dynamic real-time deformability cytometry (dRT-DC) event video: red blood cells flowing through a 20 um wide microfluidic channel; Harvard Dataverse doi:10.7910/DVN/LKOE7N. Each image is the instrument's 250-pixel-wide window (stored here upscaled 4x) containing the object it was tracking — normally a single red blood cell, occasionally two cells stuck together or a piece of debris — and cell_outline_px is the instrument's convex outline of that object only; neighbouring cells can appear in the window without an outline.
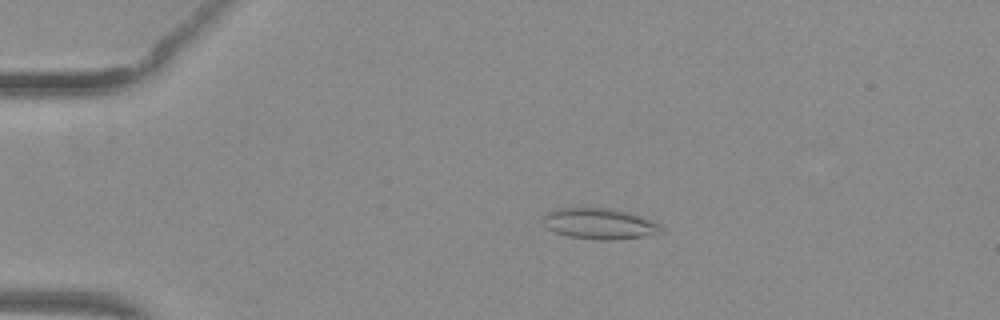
{"species": "common noctule bat (a hibernating species)", "species_latin": "Nyctalus noctula", "temperature_condition": "warm", "stored_images_in_passage": 52, "camera_frame_rate_fps": 3000, "um_per_image_px": 0.085, "animal": {"sex": "female", "body_mass_g": 29.2, "forearm_length_mm": 56.3}, "frame": {"image": 1, "passage_image": 11, "time_ms": 3.333, "image_size_px": [1000, 320], "cell_outline_px": [[664, 232], [644, 236], [612, 240], [604, 240], [568, 236], [556, 232], [548, 228], [544, 224], [544, 216], [548, 212], [556, 208], [608, 208], [628, 212], [640, 216], [660, 224], [664, 228]], "centroid_in_image_um": [50.99, 19.01], "position_along_channel_um": 34.0, "area_um2": 21.04}}
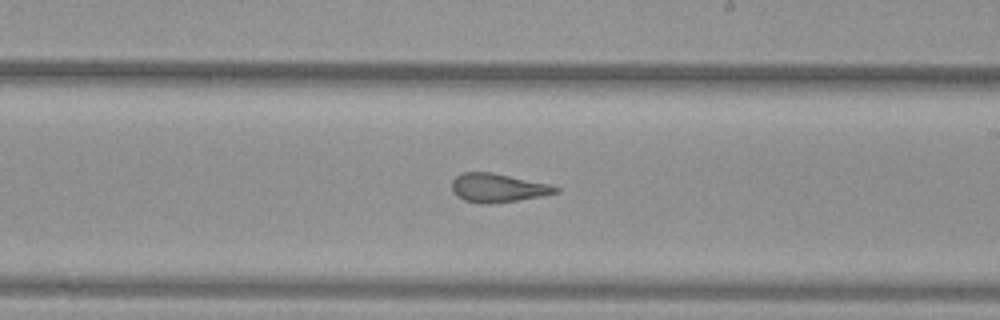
{"frame": {"image": 2, "passage_image": 31, "time_ms": 10.0, "image_size_px": [1000, 320], "cell_outline_px": [[560, 192], [544, 196], [492, 204], [480, 204], [464, 200], [456, 196], [452, 192], [452, 180], [456, 176], [464, 172], [492, 172], [548, 184], [560, 188]], "centroid_in_image_um": [42.3, 15.98], "position_along_channel_um": 246.7, "area_um2": 17.51}}
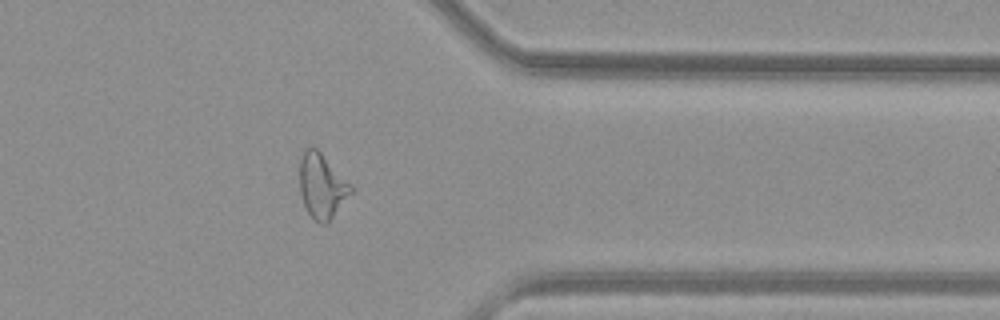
{"frame": {"image": 3, "passage_image": 42, "time_ms": 13.667, "image_size_px": [1000, 320], "cell_outline_px": [[356, 188], [328, 224], [320, 224], [308, 212], [304, 204], [300, 192], [300, 160], [304, 152], [308, 148], [316, 148]], "centroid_in_image_um": [27.41, 15.84], "position_along_channel_um": 384.0, "area_um2": 19.31}, "authors_computed_cell_mechanics": {"area_um2": 19.9699, "velocity_mm_per_s": 3.9933, "shape_relaxation_time_tau1_ms": null, "shape_relaxation_time_tau2_ms": 1.445, "deformation_change_tau1": null, "deformation_change_tau2": 0.0965}}